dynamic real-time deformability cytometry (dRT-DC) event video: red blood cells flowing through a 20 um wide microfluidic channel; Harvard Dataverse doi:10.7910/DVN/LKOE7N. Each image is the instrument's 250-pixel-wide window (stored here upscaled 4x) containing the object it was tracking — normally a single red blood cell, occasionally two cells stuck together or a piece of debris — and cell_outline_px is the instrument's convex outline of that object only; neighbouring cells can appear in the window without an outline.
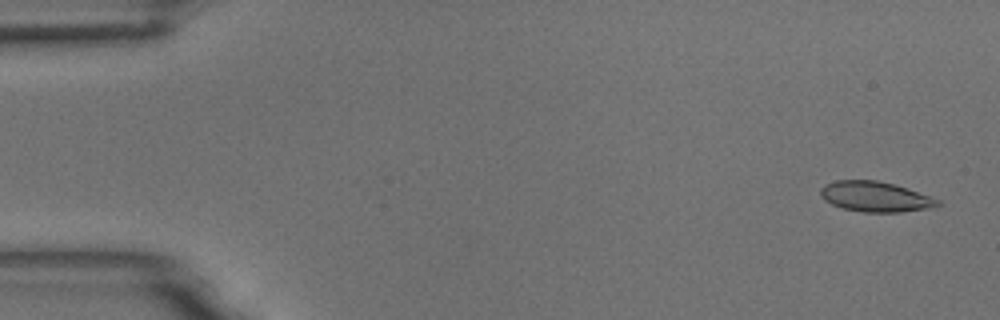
{"species": "common noctule bat (a hibernating species)", "species_latin": "Nyctalus noctula", "temperature_condition": "room temperature", "stored_images_in_passage": 6, "camera_frame_rate_fps": 3000, "um_per_image_px": 0.085, "animal": {"sex": "male", "body_mass_g": 18.8}, "frame": {"image": 1, "passage_image": 1, "time_ms": 0.0, "image_size_px": [1000, 320], "cell_outline_px": [[940, 204], [924, 208], [900, 212], [864, 212], [844, 208], [832, 204], [824, 200], [820, 196], [820, 188], [824, 184], [836, 180], [876, 180], [892, 184], [940, 200]], "centroid_in_image_um": [74.3, 16.71], "position_along_channel_um": 10.7, "area_um2": 20.17}}
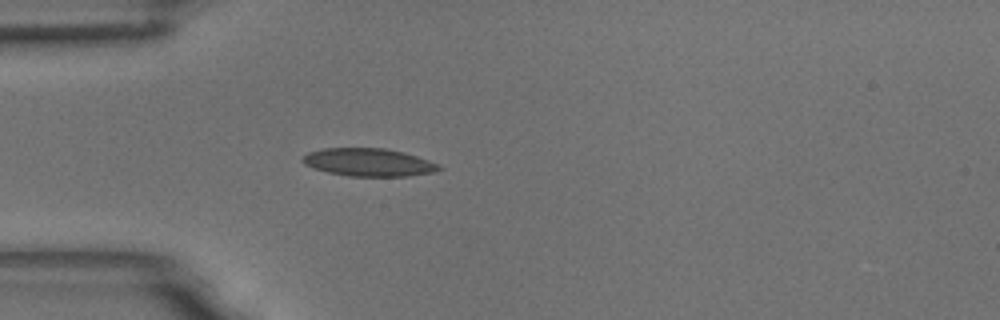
{"frame": {"image": 2, "passage_image": 5, "time_ms": 1.333, "image_size_px": [1000, 320], "cell_outline_px": [[444, 168], [432, 172], [404, 176], [348, 176], [328, 172], [304, 164], [300, 160], [300, 156], [308, 152], [324, 148], [384, 148], [404, 152], [440, 164]], "centroid_in_image_um": [31.31, 13.79], "position_along_channel_um": 53.7, "area_um2": 22.14}}